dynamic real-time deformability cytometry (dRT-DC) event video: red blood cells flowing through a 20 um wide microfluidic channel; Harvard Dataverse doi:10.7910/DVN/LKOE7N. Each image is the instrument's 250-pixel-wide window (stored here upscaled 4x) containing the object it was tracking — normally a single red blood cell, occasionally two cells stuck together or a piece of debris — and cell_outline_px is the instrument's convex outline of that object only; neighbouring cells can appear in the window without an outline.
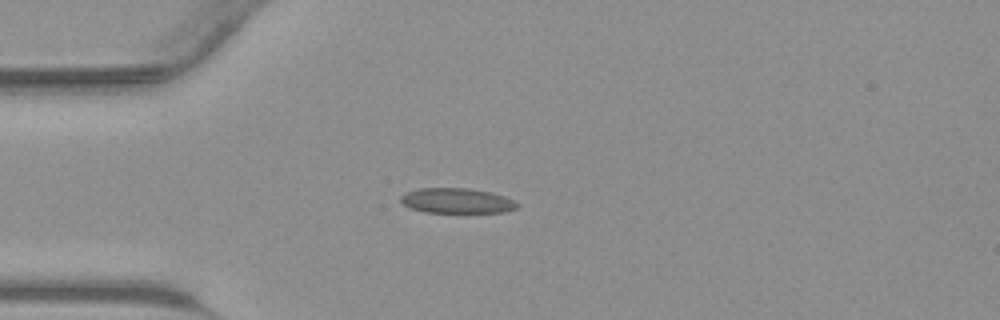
{"species": "common noctule bat (a hibernating species)", "species_latin": "Nyctalus noctula", "temperature_condition": "warm", "stored_images_in_passage": 33, "camera_frame_rate_fps": 3000, "um_per_image_px": 0.085, "animal": {"sex": "male", "body_mass_g": 23.1, "forearm_length_mm": 52.7}, "frame": {"image": 1, "passage_image": 1, "time_ms": 0.0, "image_size_px": [1000, 320], "cell_outline_px": [[520, 208], [504, 212], [424, 212], [412, 208], [404, 204], [400, 200], [400, 196], [408, 192], [420, 188], [468, 188], [492, 192], [504, 196], [520, 204]], "centroid_in_image_um": [38.88, 17.06], "position_along_channel_um": 46.1, "area_um2": 16.99}}
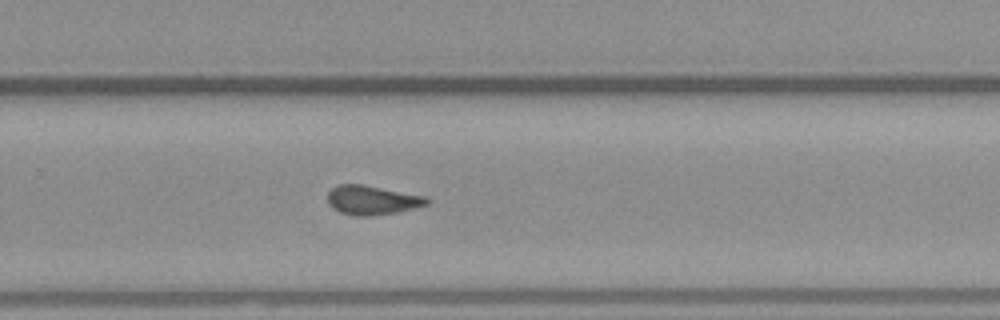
{"frame": {"image": 2, "passage_image": 18, "time_ms": 5.667, "image_size_px": [1000, 320], "cell_outline_px": [[432, 200], [428, 204], [416, 208], [400, 212], [372, 216], [356, 216], [340, 212], [332, 208], [328, 204], [328, 192], [336, 184], [364, 184], [428, 196]], "centroid_in_image_um": [31.68, 17.0], "position_along_channel_um": 298.1, "area_um2": 17.4}}
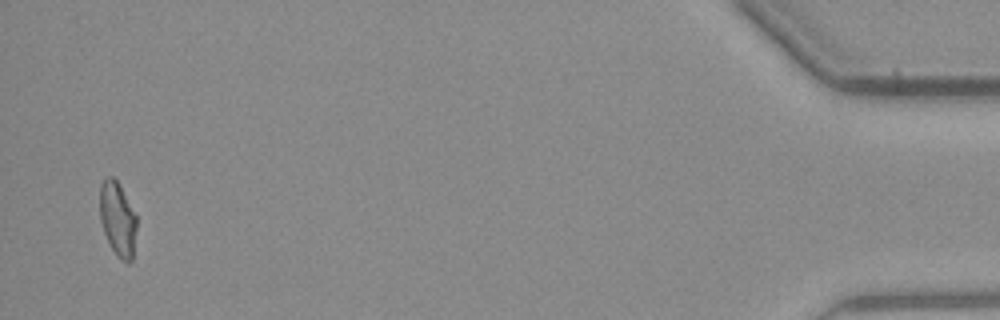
{"frame": {"image": 3, "passage_image": 32, "time_ms": 10.333, "image_size_px": [1000, 320], "cell_outline_px": [[136, 228], [132, 260], [128, 264], [120, 260], [116, 256], [108, 244], [100, 220], [100, 184], [104, 176], [112, 176], [120, 184], [136, 216]], "centroid_in_image_um": [9.98, 18.62], "position_along_channel_um": 425.2, "area_um2": 16.18}}